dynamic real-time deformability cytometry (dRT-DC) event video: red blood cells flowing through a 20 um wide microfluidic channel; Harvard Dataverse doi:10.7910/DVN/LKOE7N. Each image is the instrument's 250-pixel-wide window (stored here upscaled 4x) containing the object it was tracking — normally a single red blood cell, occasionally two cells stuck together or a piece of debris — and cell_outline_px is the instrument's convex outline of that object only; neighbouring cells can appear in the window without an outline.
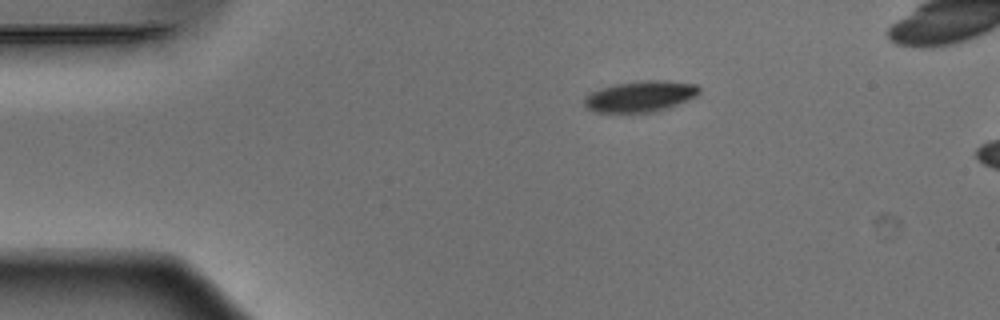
{"species": "Egyptian fruit bat (a non-hibernating species)", "species_latin": "Rousettus aegyptiacus", "temperature_condition": "warm", "stored_images_in_passage": 42, "camera_frame_rate_fps": 3000, "um_per_image_px": 0.085, "animal": {"sex": "male"}, "frame": {"image": 1, "passage_image": 1, "time_ms": 0.0, "image_size_px": [1000, 320], "cell_outline_px": [[700, 92], [696, 96], [688, 100], [668, 108], [652, 112], [596, 112], [588, 108], [584, 104], [584, 96], [600, 88], [612, 84], [644, 80], [664, 80], [696, 84], [700, 88]], "centroid_in_image_um": [54.43, 8.18], "position_along_channel_um": 30.6, "area_um2": 20.81}}
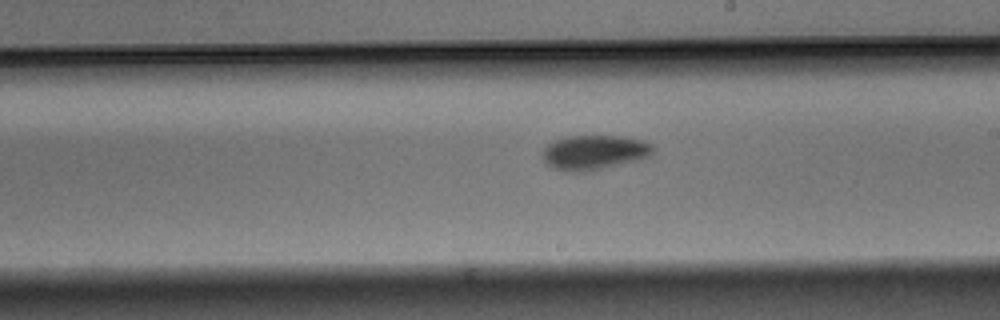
{"frame": {"image": 2, "passage_image": 21, "time_ms": 6.667, "image_size_px": [1000, 320], "cell_outline_px": [[656, 148], [648, 156], [640, 160], [584, 172], [580, 172], [552, 168], [544, 160], [544, 148], [552, 140], [568, 136], [624, 136], [640, 140], [652, 144]], "centroid_in_image_um": [50.53, 12.94], "position_along_channel_um": 238.5, "area_um2": 22.14}}
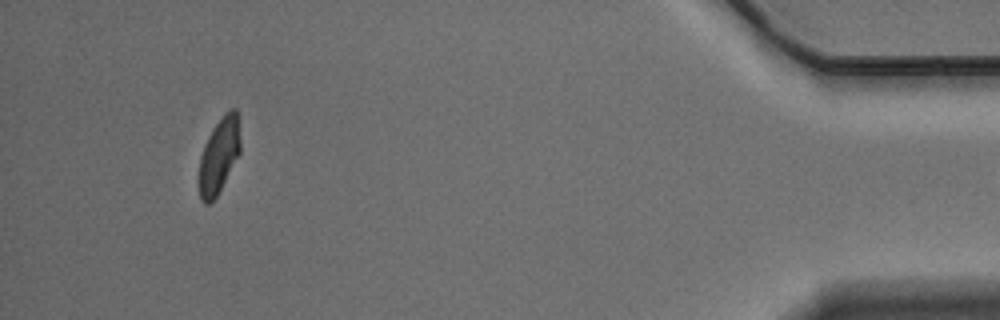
{"frame": {"image": 3, "passage_image": 40, "time_ms": 13.0, "image_size_px": [1000, 320], "cell_outline_px": [[240, 152], [216, 196], [208, 204], [204, 204], [200, 200], [196, 180], [200, 156], [204, 144], [212, 128], [224, 112], [232, 108], [236, 108], [240, 140]], "centroid_in_image_um": [18.55, 13.24], "position_along_channel_um": 416.6, "area_um2": 18.44}, "authors_computed_cell_mechanics": {"area_um2": 20.9814, "velocity_mm_per_s": 3.8824, "shape_relaxation_time_tau1_ms": 2.5988, "shape_relaxation_time_tau2_ms": 9.21, "deformation_change_tau1": 0.1247, "deformation_change_tau2": 0.1177}}